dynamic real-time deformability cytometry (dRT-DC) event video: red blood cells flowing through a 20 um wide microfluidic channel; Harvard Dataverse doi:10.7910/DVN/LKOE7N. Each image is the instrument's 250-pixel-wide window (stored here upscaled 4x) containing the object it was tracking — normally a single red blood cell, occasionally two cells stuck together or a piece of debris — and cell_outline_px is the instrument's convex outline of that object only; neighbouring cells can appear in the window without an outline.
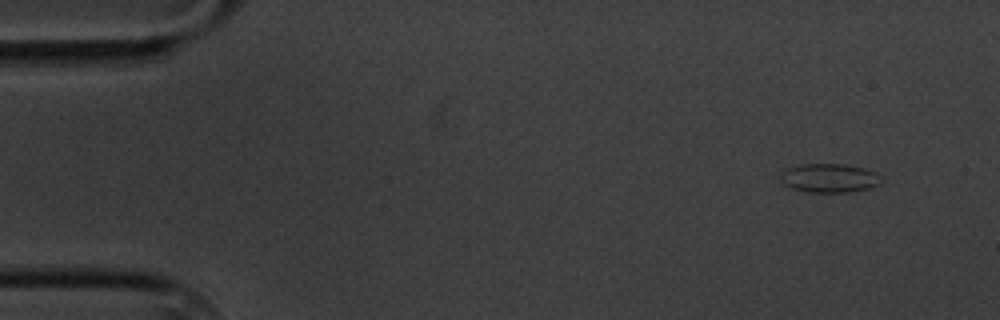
{"species": "common noctule bat (a hibernating species)", "species_latin": "Nyctalus noctula", "temperature_condition": "cold", "stored_images_in_passage": 10, "camera_frame_rate_fps": 3000, "um_per_image_px": 0.085, "animal": {"sex": "male", "body_mass_g": 20.1, "forearm_length_mm": 53.5}, "frame": {"image": 1, "passage_image": 1, "time_ms": 0.0, "image_size_px": [1000, 320], "cell_outline_px": [[884, 180], [880, 184], [868, 188], [848, 192], [804, 192], [788, 188], [780, 180], [780, 172], [788, 168], [800, 164], [844, 164], [864, 168], [876, 172]], "centroid_in_image_um": [70.47, 15.14], "position_along_channel_um": 14.5, "area_um2": 17.22}}
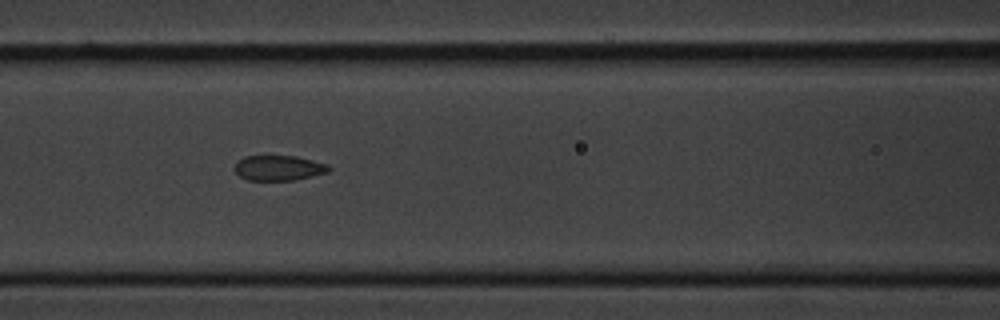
{"frame": {"image": 2, "passage_image": 6, "time_ms": 6.667, "image_size_px": [1000, 320], "cell_outline_px": [[332, 168], [328, 172], [292, 180], [248, 180], [240, 176], [236, 172], [236, 164], [244, 156], [296, 156], [328, 164]], "centroid_in_image_um": [23.72, 14.27], "position_along_channel_um": 142.9, "area_um2": 13.58}}
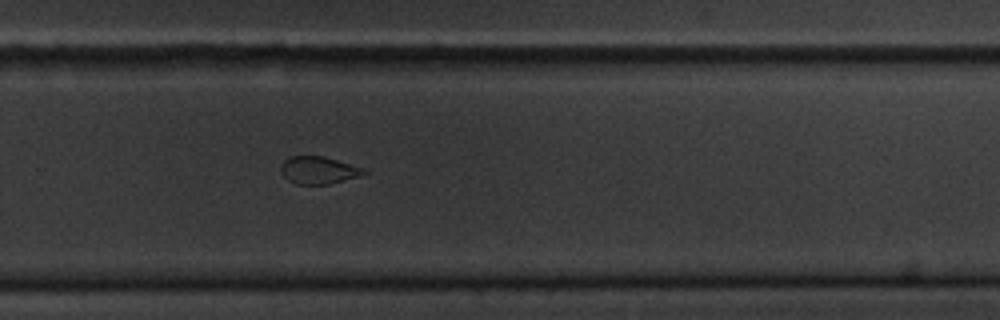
{"frame": {"image": 3, "passage_image": 10, "time_ms": 11.333, "image_size_px": [1000, 320], "cell_outline_px": [[368, 172], [356, 176], [328, 184], [296, 184], [288, 180], [280, 172], [280, 164], [288, 156], [324, 156], [364, 168]], "centroid_in_image_um": [27.01, 14.45], "position_along_channel_um": 302.8, "area_um2": 13.18}}